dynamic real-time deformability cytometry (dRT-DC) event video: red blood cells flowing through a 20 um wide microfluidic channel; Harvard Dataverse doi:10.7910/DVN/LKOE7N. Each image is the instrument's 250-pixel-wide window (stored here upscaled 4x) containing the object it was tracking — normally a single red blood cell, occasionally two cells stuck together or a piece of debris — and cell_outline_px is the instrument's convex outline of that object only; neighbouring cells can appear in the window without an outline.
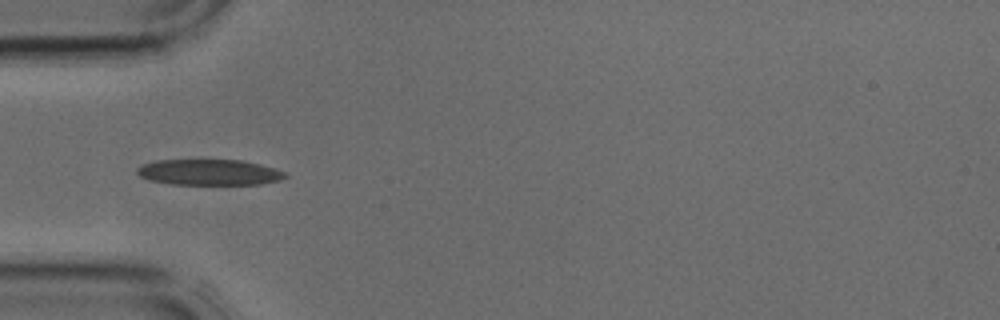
{"species": "common noctule bat (a hibernating species)", "species_latin": "Nyctalus noctula", "temperature_condition": "cold", "stored_images_in_passage": 2, "camera_frame_rate_fps": 3000, "um_per_image_px": 0.085, "animal": {"sex": "male", "body_mass_g": 17.9, "forearm_length_mm": 54.2}, "frame": {"image": 1, "passage_image": 2, "time_ms": 0.333, "image_size_px": [1000, 320], "cell_outline_px": [[288, 176], [280, 180], [260, 184], [172, 184], [148, 180], [140, 176], [136, 172], [136, 168], [144, 164], [156, 160], [244, 160], [276, 168], [288, 172]], "centroid_in_image_um": [17.82, 14.64], "position_along_channel_um": 67.2, "area_um2": 22.43}}